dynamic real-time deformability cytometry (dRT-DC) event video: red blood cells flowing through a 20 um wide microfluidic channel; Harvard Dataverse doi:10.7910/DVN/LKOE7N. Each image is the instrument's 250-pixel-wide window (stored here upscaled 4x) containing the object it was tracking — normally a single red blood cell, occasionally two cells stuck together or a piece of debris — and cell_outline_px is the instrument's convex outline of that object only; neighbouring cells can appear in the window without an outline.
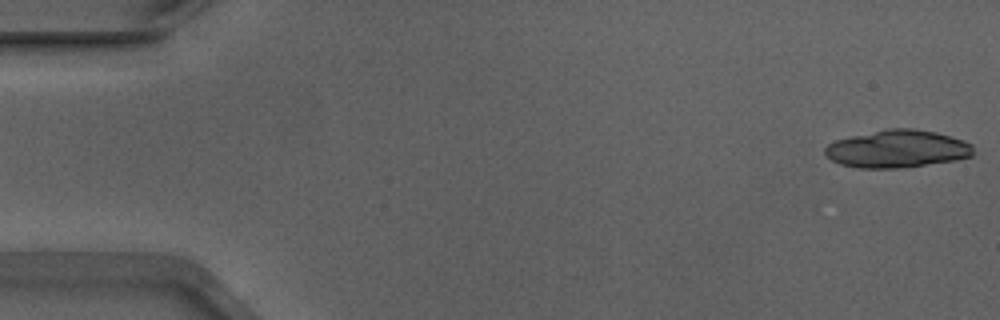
{"species": "Egyptian fruit bat (a non-hibernating species)", "species_latin": "Rousettus aegyptiacus", "temperature_condition": "warm", "stored_images_in_passage": 18, "camera_frame_rate_fps": 3000, "um_per_image_px": 0.085, "animal": {"sex": "male"}, "frame": {"image": 1, "passage_image": 1, "time_ms": 0.0, "image_size_px": [1000, 320], "cell_outline_px": [[972, 156], [956, 160], [896, 168], [860, 168], [840, 164], [832, 160], [824, 152], [824, 148], [828, 144], [836, 140], [852, 136], [888, 128], [912, 128], [936, 132], [972, 144]], "centroid_in_image_um": [76.24, 12.65], "position_along_channel_um": 8.8, "area_um2": 32.08}}